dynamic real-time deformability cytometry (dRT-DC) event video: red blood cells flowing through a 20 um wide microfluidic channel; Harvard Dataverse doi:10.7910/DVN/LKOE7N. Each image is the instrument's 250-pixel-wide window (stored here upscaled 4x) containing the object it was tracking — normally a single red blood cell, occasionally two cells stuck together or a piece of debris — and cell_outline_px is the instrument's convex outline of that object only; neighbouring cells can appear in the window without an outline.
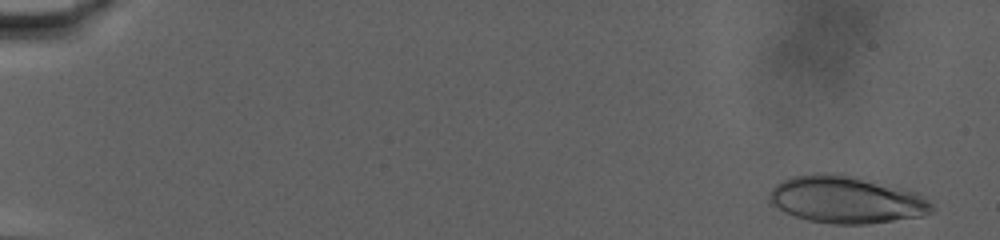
{"species": "human", "species_latin": "Homo sapiens", "temperature_condition": "warm", "stored_images_in_passage": 74, "camera_frame_rate_fps": 3000, "um_per_image_px": 0.085, "donor": {"sex": "male"}, "frame": {"image": 1, "passage_image": 4, "time_ms": 1.0, "image_size_px": [1000, 240], "cell_outline_px": [[928, 204], [904, 216], [888, 220], [852, 224], [848, 224], [812, 220], [788, 212], [776, 204], [776, 188], [780, 184], [788, 180], [812, 176], [832, 176], [856, 180], [872, 184], [920, 200]], "centroid_in_image_um": [71.65, 17.04], "position_along_channel_um": 13.4, "area_um2": 36.7}}
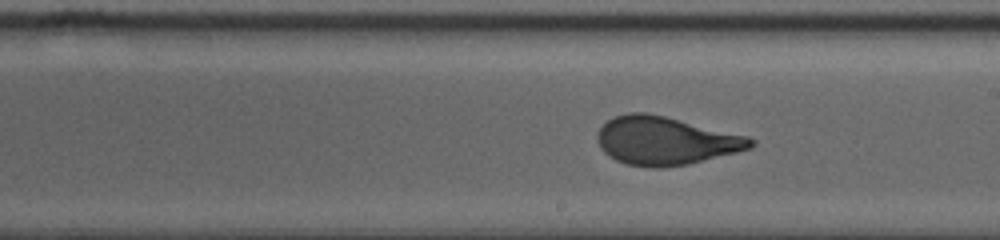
{"frame": {"image": 2, "passage_image": 45, "time_ms": 14.667, "image_size_px": [1000, 240], "cell_outline_px": [[752, 144], [748, 148], [684, 164], [628, 164], [612, 156], [600, 144], [600, 128], [608, 120], [616, 116], [660, 116], [740, 136], [752, 140]], "centroid_in_image_um": [56.53, 11.97], "position_along_channel_um": 232.5, "area_um2": 38.55}}
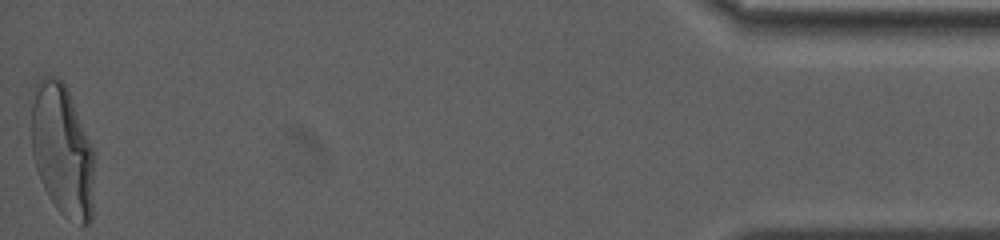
{"frame": {"image": 3, "passage_image": 74, "time_ms": 24.333, "image_size_px": [1000, 240], "cell_outline_px": [[92, 160], [88, 220], [84, 224], [36, 100], [36, 96], [40, 88], [48, 80], [60, 80], [64, 88], [92, 152]], "centroid_in_image_um": [5.76, 12.04], "position_along_channel_um": 429.4, "area_um2": 26.93}, "authors_computed_cell_mechanics": {"area_um2": 39.3618, "velocity_mm_per_s": 2.8935, "shape_relaxation_time_tau1_ms": 8.8028, "shape_relaxation_time_tau2_ms": null, "deformation_change_tau1": 0.2512, "deformation_change_tau2": null}}